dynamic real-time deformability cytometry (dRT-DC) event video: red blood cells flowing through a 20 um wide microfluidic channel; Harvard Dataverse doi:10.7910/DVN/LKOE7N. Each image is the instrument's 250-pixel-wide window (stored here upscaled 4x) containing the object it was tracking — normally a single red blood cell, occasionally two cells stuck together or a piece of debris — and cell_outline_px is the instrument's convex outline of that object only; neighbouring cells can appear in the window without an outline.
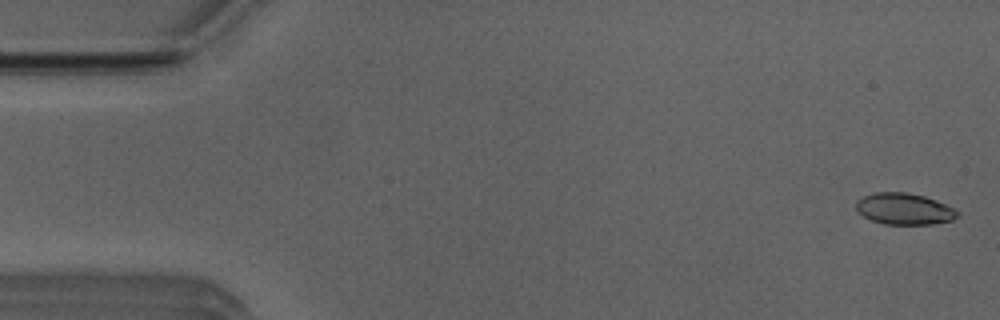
{"species": "Egyptian fruit bat (a non-hibernating species)", "species_latin": "Rousettus aegyptiacus", "temperature_condition": "room temperature", "stored_images_in_passage": 15, "camera_frame_rate_fps": 3000, "um_per_image_px": 0.085, "animal": {"sex": "male"}, "frame": {"image": 1, "passage_image": 2, "time_ms": 0.333, "image_size_px": [1000, 320], "cell_outline_px": [[960, 216], [952, 220], [932, 224], [884, 224], [872, 220], [864, 216], [856, 208], [856, 200], [864, 196], [876, 192], [908, 192], [924, 196], [936, 200], [956, 208], [960, 212]], "centroid_in_image_um": [76.91, 17.75], "position_along_channel_um": 8.1, "area_um2": 18.67}}